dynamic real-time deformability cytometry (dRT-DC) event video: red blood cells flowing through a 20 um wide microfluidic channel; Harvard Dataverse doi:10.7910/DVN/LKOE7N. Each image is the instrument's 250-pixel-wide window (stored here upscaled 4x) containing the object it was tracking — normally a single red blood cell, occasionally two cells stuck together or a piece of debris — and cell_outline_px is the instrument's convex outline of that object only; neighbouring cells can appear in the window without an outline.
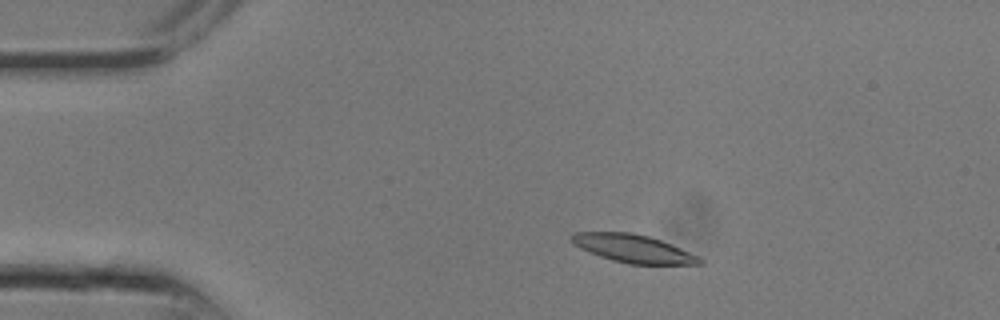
{"species": "common noctule bat (a hibernating species)", "species_latin": "Nyctalus noctula", "temperature_condition": "room temperature", "stored_images_in_passage": 9, "camera_frame_rate_fps": 3000, "um_per_image_px": 0.085, "animal": {"sex": "male", "body_mass_g": 13.3}, "frame": {"image": 1, "passage_image": 3, "time_ms": 0.667, "image_size_px": [1000, 320], "cell_outline_px": [[704, 264], [628, 264], [612, 260], [600, 256], [580, 248], [572, 244], [568, 236], [576, 232], [632, 232], [648, 236], [660, 240], [700, 256], [704, 260]], "centroid_in_image_um": [53.81, 21.12], "position_along_channel_um": 31.2, "area_um2": 20.98}}
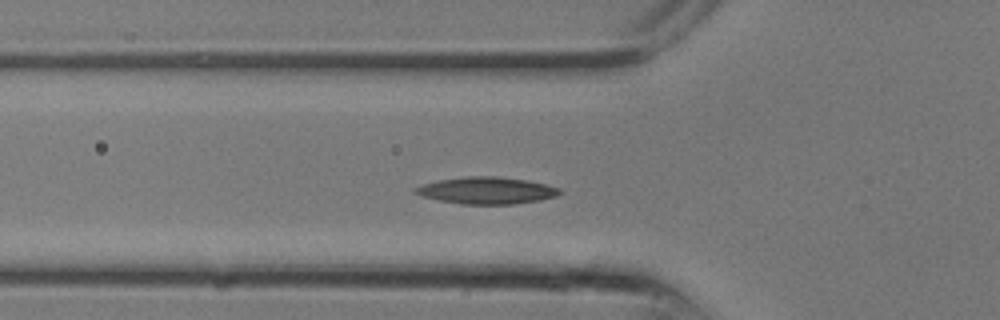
{"frame": {"image": 2, "passage_image": 7, "time_ms": 2.0, "image_size_px": [1000, 320], "cell_outline_px": [[564, 192], [556, 196], [540, 200], [512, 204], [460, 204], [420, 196], [412, 192], [412, 188], [420, 184], [440, 180], [468, 176], [496, 176], [528, 180], [548, 184], [560, 188]], "centroid_in_image_um": [41.36, 16.19], "position_along_channel_um": 84.4, "area_um2": 22.89}}
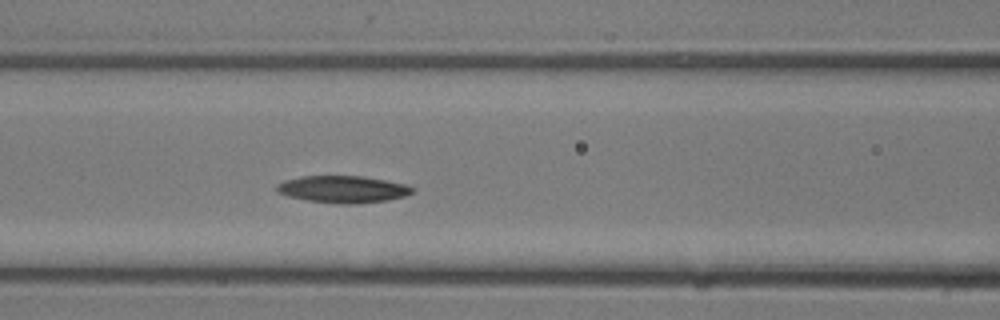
{"frame": {"image": 3, "passage_image": 9, "time_ms": 2.667, "image_size_px": [1000, 320], "cell_outline_px": [[412, 192], [404, 196], [388, 200], [352, 204], [340, 204], [308, 200], [288, 196], [280, 192], [276, 188], [284, 180], [300, 176], [360, 176], [408, 184], [412, 188]], "centroid_in_image_um": [29.16, 16.08], "position_along_channel_um": 137.4, "area_um2": 21.04}}